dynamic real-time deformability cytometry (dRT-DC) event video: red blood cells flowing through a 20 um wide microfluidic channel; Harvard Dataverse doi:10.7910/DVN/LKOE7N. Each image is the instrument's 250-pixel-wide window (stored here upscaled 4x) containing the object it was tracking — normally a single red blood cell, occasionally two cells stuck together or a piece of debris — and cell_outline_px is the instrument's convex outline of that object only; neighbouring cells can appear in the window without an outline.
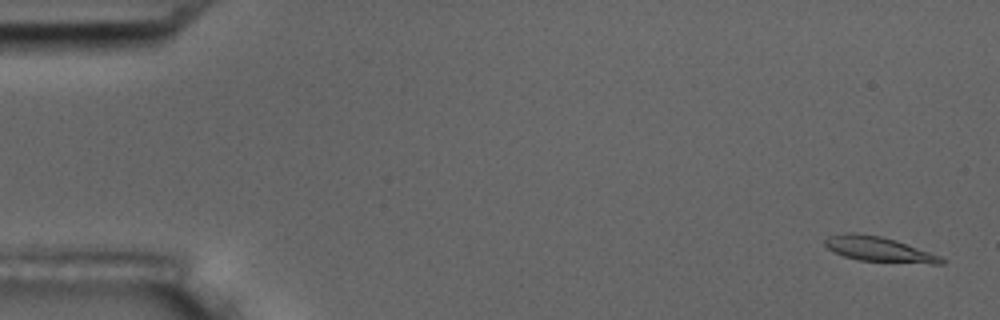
{"species": "common noctule bat (a hibernating species)", "species_latin": "Nyctalus noctula", "temperature_condition": "room temperature", "stored_images_in_passage": 6, "camera_frame_rate_fps": 3000, "um_per_image_px": 0.085, "animal": {"sex": "male", "body_mass_g": 17.5, "forearm_length_mm": 52.3}, "frame": {"image": 1, "passage_image": 1, "time_ms": 0.0, "image_size_px": [1000, 320], "cell_outline_px": [[948, 260], [944, 264], [932, 264], [856, 260], [844, 256], [828, 248], [824, 244], [824, 240], [828, 236], [844, 232], [852, 232], [880, 236], [896, 240], [940, 256]], "centroid_in_image_um": [74.71, 21.19], "position_along_channel_um": 10.3, "area_um2": 16.99}}
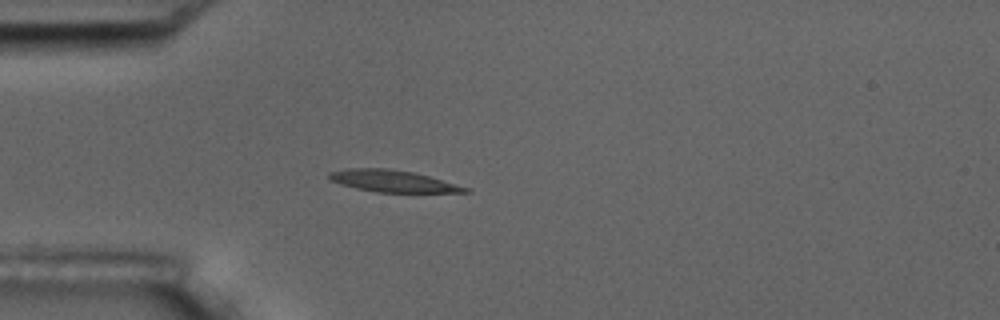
{"frame": {"image": 2, "passage_image": 5, "time_ms": 4.667, "image_size_px": [1000, 320], "cell_outline_px": [[472, 192], [376, 192], [356, 188], [340, 184], [328, 180], [328, 172], [348, 168], [388, 168], [412, 172], [428, 176], [468, 188]], "centroid_in_image_um": [33.29, 15.38], "position_along_channel_um": 51.7, "area_um2": 17.11}}